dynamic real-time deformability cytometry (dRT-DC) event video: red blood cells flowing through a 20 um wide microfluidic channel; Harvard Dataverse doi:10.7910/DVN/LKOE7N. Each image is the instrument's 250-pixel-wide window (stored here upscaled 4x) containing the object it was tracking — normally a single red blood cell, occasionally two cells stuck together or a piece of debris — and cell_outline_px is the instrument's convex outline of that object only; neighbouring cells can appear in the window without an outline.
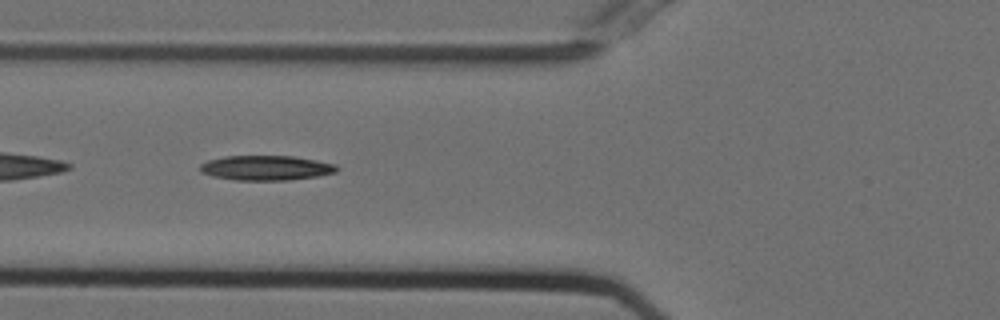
{"species": "Egyptian fruit bat (a non-hibernating species)", "species_latin": "Rousettus aegyptiacus", "temperature_condition": "cold", "stored_images_in_passage": 34, "camera_frame_rate_fps": 3000, "um_per_image_px": 0.085, "animal": {"sex": "female"}, "frame": {"image": 1, "passage_image": 4, "time_ms": 1.0, "image_size_px": [1000, 320], "cell_outline_px": [[340, 168], [336, 172], [316, 176], [288, 180], [236, 180], [212, 176], [200, 172], [200, 164], [208, 160], [224, 156], [292, 156], [316, 160], [336, 164]], "centroid_in_image_um": [22.61, 14.27], "position_along_channel_um": 103.2, "area_um2": 19.77}}
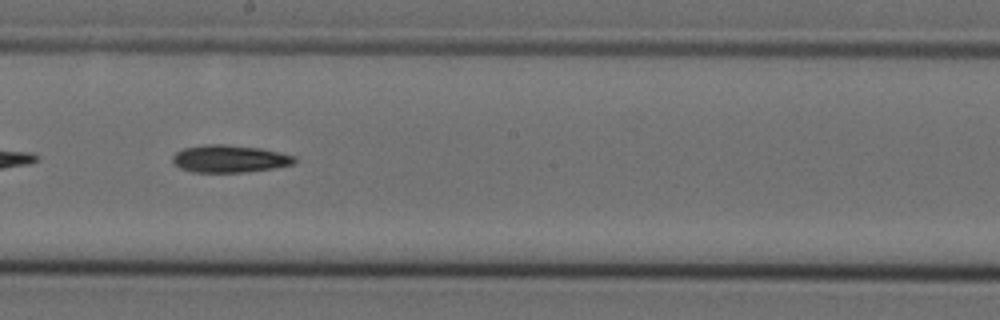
{"frame": {"image": 2, "passage_image": 14, "time_ms": 4.333, "image_size_px": [1000, 320], "cell_outline_px": [[296, 160], [292, 164], [272, 168], [244, 172], [192, 172], [180, 168], [172, 164], [172, 156], [176, 152], [184, 148], [204, 144], [224, 144], [260, 148], [296, 156]], "centroid_in_image_um": [19.46, 13.49], "position_along_channel_um": 228.7, "area_um2": 19.48}}
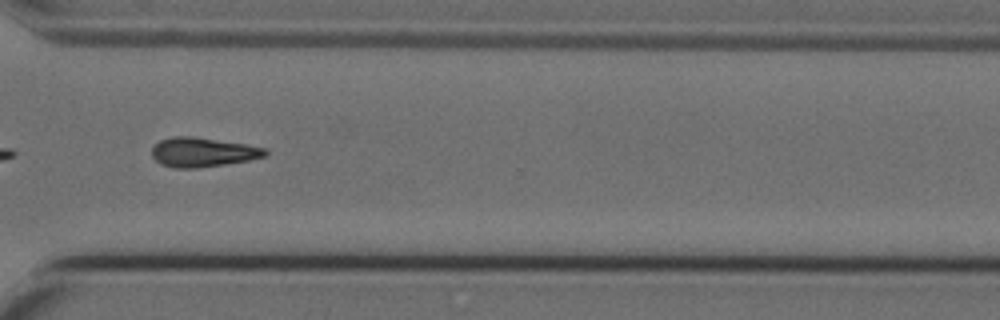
{"frame": {"image": 3, "passage_image": 24, "time_ms": 7.667, "image_size_px": [1000, 320], "cell_outline_px": [[268, 152], [264, 156], [248, 160], [224, 164], [196, 168], [176, 168], [160, 164], [152, 156], [152, 148], [160, 140], [172, 136], [192, 136], [244, 144], [268, 148]], "centroid_in_image_um": [17.21, 12.93], "position_along_channel_um": 353.4, "area_um2": 19.25}}